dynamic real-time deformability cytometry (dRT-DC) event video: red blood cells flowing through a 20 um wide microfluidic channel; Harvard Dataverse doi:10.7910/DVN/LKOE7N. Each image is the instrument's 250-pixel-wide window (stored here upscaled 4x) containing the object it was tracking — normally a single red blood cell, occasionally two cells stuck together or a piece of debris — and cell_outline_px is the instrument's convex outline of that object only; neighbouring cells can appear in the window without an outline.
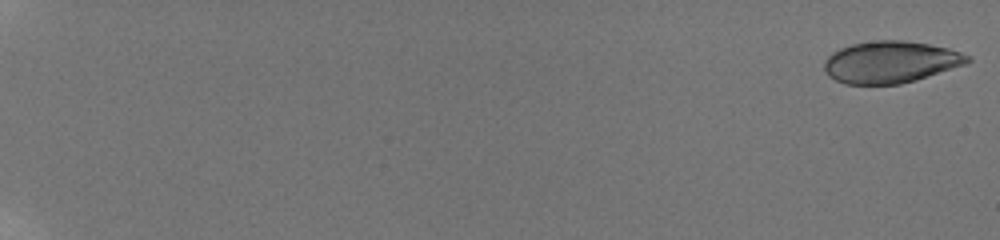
{"species": "human", "species_latin": "Homo sapiens", "temperature_condition": "room temperature", "stored_images_in_passage": 37, "camera_frame_rate_fps": 3000, "um_per_image_px": 0.085, "donor": {"sex": "male"}, "frame": {"image": 1, "passage_image": 1, "time_ms": 0.0, "image_size_px": [1000, 240], "cell_outline_px": [[972, 60], [964, 64], [916, 80], [900, 84], [844, 84], [828, 76], [824, 72], [824, 60], [832, 52], [840, 48], [852, 44], [876, 40], [904, 40], [928, 44], [948, 48], [972, 56]], "centroid_in_image_um": [75.67, 5.27], "position_along_channel_um": 9.3, "area_um2": 34.97}}
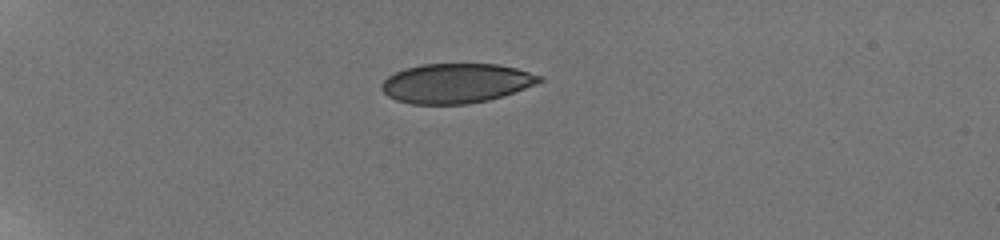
{"frame": {"image": 2, "passage_image": 18, "time_ms": 6.0, "image_size_px": [1000, 240], "cell_outline_px": [[544, 80], [536, 84], [504, 96], [488, 100], [468, 104], [412, 104], [396, 100], [388, 96], [380, 88], [380, 84], [388, 76], [404, 68], [420, 64], [496, 64], [516, 68], [544, 76]], "centroid_in_image_um": [38.78, 7.07], "position_along_channel_um": 46.2, "area_um2": 36.65}}
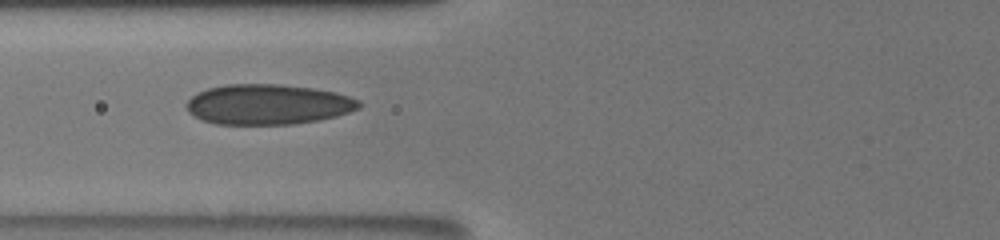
{"frame": {"image": 3, "passage_image": 30, "time_ms": 9.0, "image_size_px": [1000, 240], "cell_outline_px": [[360, 108], [336, 116], [320, 120], [292, 124], [216, 124], [204, 120], [188, 112], [184, 104], [196, 92], [208, 88], [228, 84], [280, 84], [312, 88], [336, 92], [360, 100]], "centroid_in_image_um": [22.76, 8.87], "position_along_channel_um": 103.0, "area_um2": 40.52}}